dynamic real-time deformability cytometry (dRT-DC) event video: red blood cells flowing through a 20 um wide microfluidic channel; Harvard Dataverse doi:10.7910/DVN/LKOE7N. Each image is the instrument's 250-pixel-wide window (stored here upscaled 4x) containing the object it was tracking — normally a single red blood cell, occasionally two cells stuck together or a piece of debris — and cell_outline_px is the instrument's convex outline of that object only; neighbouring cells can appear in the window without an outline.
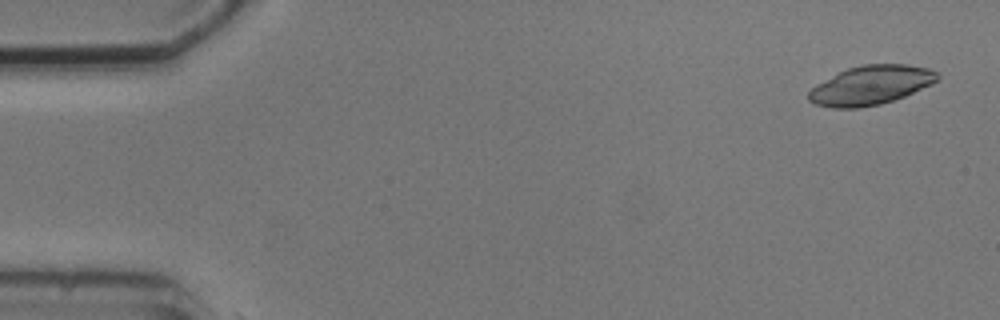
{"species": "common noctule bat (a hibernating species)", "species_latin": "Nyctalus noctula", "temperature_condition": "cold", "stored_images_in_passage": 4, "camera_frame_rate_fps": 3000, "um_per_image_px": 0.085, "animal": {"sex": "male", "body_mass_g": 20.5, "forearm_length_mm": 52.5}, "frame": {"image": 1, "passage_image": 1, "time_ms": 0.0, "image_size_px": [1000, 320], "cell_outline_px": [[940, 80], [932, 84], [904, 96], [880, 104], [856, 108], [832, 108], [816, 104], [808, 100], [808, 92], [816, 84], [848, 68], [860, 64], [908, 64], [928, 68], [940, 72]], "centroid_in_image_um": [74.06, 7.23], "position_along_channel_um": 10.9, "area_um2": 29.36}}